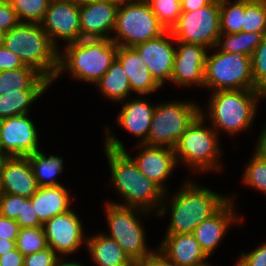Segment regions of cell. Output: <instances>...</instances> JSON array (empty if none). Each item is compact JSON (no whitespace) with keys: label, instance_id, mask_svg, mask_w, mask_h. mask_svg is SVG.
Instances as JSON below:
<instances>
[{"label":"cell","instance_id":"cell-1","mask_svg":"<svg viewBox=\"0 0 266 266\" xmlns=\"http://www.w3.org/2000/svg\"><path fill=\"white\" fill-rule=\"evenodd\" d=\"M176 191V192H175ZM174 193L166 192L156 216L170 215L165 234L193 233L203 221L214 215L228 200L222 194L186 178Z\"/></svg>","mask_w":266,"mask_h":266},{"label":"cell","instance_id":"cell-2","mask_svg":"<svg viewBox=\"0 0 266 266\" xmlns=\"http://www.w3.org/2000/svg\"><path fill=\"white\" fill-rule=\"evenodd\" d=\"M110 171L109 186L121 197V202H107L135 207L148 211L154 216L159 212L165 192L145 177L136 163L124 150H113L103 146ZM154 212V213H153Z\"/></svg>","mask_w":266,"mask_h":266},{"label":"cell","instance_id":"cell-3","mask_svg":"<svg viewBox=\"0 0 266 266\" xmlns=\"http://www.w3.org/2000/svg\"><path fill=\"white\" fill-rule=\"evenodd\" d=\"M209 95L207 106H201L200 114L219 136L223 131L229 137L252 128L259 102L266 98L262 92L255 89L217 90Z\"/></svg>","mask_w":266,"mask_h":266},{"label":"cell","instance_id":"cell-4","mask_svg":"<svg viewBox=\"0 0 266 266\" xmlns=\"http://www.w3.org/2000/svg\"><path fill=\"white\" fill-rule=\"evenodd\" d=\"M117 52L118 45L109 38L81 39L63 46L59 51L58 72L52 84L67 73L77 82L94 86L116 60Z\"/></svg>","mask_w":266,"mask_h":266},{"label":"cell","instance_id":"cell-5","mask_svg":"<svg viewBox=\"0 0 266 266\" xmlns=\"http://www.w3.org/2000/svg\"><path fill=\"white\" fill-rule=\"evenodd\" d=\"M199 114L183 133L174 148L178 167L192 174L222 172L221 140L216 130ZM221 159V160H220ZM197 172V173H196Z\"/></svg>","mask_w":266,"mask_h":266},{"label":"cell","instance_id":"cell-6","mask_svg":"<svg viewBox=\"0 0 266 266\" xmlns=\"http://www.w3.org/2000/svg\"><path fill=\"white\" fill-rule=\"evenodd\" d=\"M3 45L25 65L35 68L53 82L58 72L59 50L52 44L41 23L20 22L5 32Z\"/></svg>","mask_w":266,"mask_h":266},{"label":"cell","instance_id":"cell-7","mask_svg":"<svg viewBox=\"0 0 266 266\" xmlns=\"http://www.w3.org/2000/svg\"><path fill=\"white\" fill-rule=\"evenodd\" d=\"M104 216L109 232H102L106 236L114 239L124 250V252L135 263L150 254L154 249H150L146 240L147 233L143 225V216L152 213L135 207H126L109 202H105Z\"/></svg>","mask_w":266,"mask_h":266},{"label":"cell","instance_id":"cell-8","mask_svg":"<svg viewBox=\"0 0 266 266\" xmlns=\"http://www.w3.org/2000/svg\"><path fill=\"white\" fill-rule=\"evenodd\" d=\"M201 105L188 100H170L156 103L147 140L149 146L174 149L188 126L200 114Z\"/></svg>","mask_w":266,"mask_h":266},{"label":"cell","instance_id":"cell-9","mask_svg":"<svg viewBox=\"0 0 266 266\" xmlns=\"http://www.w3.org/2000/svg\"><path fill=\"white\" fill-rule=\"evenodd\" d=\"M204 89L210 92L255 89L251 57L239 52L220 51L216 46L209 49L204 70Z\"/></svg>","mask_w":266,"mask_h":266},{"label":"cell","instance_id":"cell-10","mask_svg":"<svg viewBox=\"0 0 266 266\" xmlns=\"http://www.w3.org/2000/svg\"><path fill=\"white\" fill-rule=\"evenodd\" d=\"M165 31L146 0L120 1L111 39L118 46L134 47Z\"/></svg>","mask_w":266,"mask_h":266},{"label":"cell","instance_id":"cell-11","mask_svg":"<svg viewBox=\"0 0 266 266\" xmlns=\"http://www.w3.org/2000/svg\"><path fill=\"white\" fill-rule=\"evenodd\" d=\"M104 146L113 150H124L136 163L142 174L158 185L165 193L169 192L167 181L178 166L174 149L163 146L135 144L136 155L127 151L124 143L113 134L110 127L104 126ZM168 187V188H167Z\"/></svg>","mask_w":266,"mask_h":266},{"label":"cell","instance_id":"cell-12","mask_svg":"<svg viewBox=\"0 0 266 266\" xmlns=\"http://www.w3.org/2000/svg\"><path fill=\"white\" fill-rule=\"evenodd\" d=\"M171 32L176 41L212 49L220 36V0H212L191 12H182Z\"/></svg>","mask_w":266,"mask_h":266},{"label":"cell","instance_id":"cell-13","mask_svg":"<svg viewBox=\"0 0 266 266\" xmlns=\"http://www.w3.org/2000/svg\"><path fill=\"white\" fill-rule=\"evenodd\" d=\"M73 207L52 217L43 224L47 245L62 259L74 255L80 248H86V228Z\"/></svg>","mask_w":266,"mask_h":266},{"label":"cell","instance_id":"cell-14","mask_svg":"<svg viewBox=\"0 0 266 266\" xmlns=\"http://www.w3.org/2000/svg\"><path fill=\"white\" fill-rule=\"evenodd\" d=\"M41 25L52 44L60 51V43L63 41L66 46L82 39L80 5L71 0H51Z\"/></svg>","mask_w":266,"mask_h":266},{"label":"cell","instance_id":"cell-15","mask_svg":"<svg viewBox=\"0 0 266 266\" xmlns=\"http://www.w3.org/2000/svg\"><path fill=\"white\" fill-rule=\"evenodd\" d=\"M35 121L28 114L0 120V137L10 157H26L42 149Z\"/></svg>","mask_w":266,"mask_h":266},{"label":"cell","instance_id":"cell-16","mask_svg":"<svg viewBox=\"0 0 266 266\" xmlns=\"http://www.w3.org/2000/svg\"><path fill=\"white\" fill-rule=\"evenodd\" d=\"M235 198V194L229 195V200L192 233L208 257L214 254L232 226L243 225L244 220L237 212Z\"/></svg>","mask_w":266,"mask_h":266},{"label":"cell","instance_id":"cell-17","mask_svg":"<svg viewBox=\"0 0 266 266\" xmlns=\"http://www.w3.org/2000/svg\"><path fill=\"white\" fill-rule=\"evenodd\" d=\"M175 44L176 40L171 30H166L160 36L133 47L147 65L151 76L161 87L171 81L176 53Z\"/></svg>","mask_w":266,"mask_h":266},{"label":"cell","instance_id":"cell-18","mask_svg":"<svg viewBox=\"0 0 266 266\" xmlns=\"http://www.w3.org/2000/svg\"><path fill=\"white\" fill-rule=\"evenodd\" d=\"M208 48L176 41L171 84L178 87H201L204 89V70Z\"/></svg>","mask_w":266,"mask_h":266},{"label":"cell","instance_id":"cell-19","mask_svg":"<svg viewBox=\"0 0 266 266\" xmlns=\"http://www.w3.org/2000/svg\"><path fill=\"white\" fill-rule=\"evenodd\" d=\"M119 0H99L80 5L82 39L109 38L116 25Z\"/></svg>","mask_w":266,"mask_h":266},{"label":"cell","instance_id":"cell-20","mask_svg":"<svg viewBox=\"0 0 266 266\" xmlns=\"http://www.w3.org/2000/svg\"><path fill=\"white\" fill-rule=\"evenodd\" d=\"M137 97L120 102L123 106L117 113L115 122L125 132L137 138L136 144H143L148 137L156 103L152 104L145 95Z\"/></svg>","mask_w":266,"mask_h":266},{"label":"cell","instance_id":"cell-21","mask_svg":"<svg viewBox=\"0 0 266 266\" xmlns=\"http://www.w3.org/2000/svg\"><path fill=\"white\" fill-rule=\"evenodd\" d=\"M38 189L27 157H8L0 175V193L31 198Z\"/></svg>","mask_w":266,"mask_h":266},{"label":"cell","instance_id":"cell-22","mask_svg":"<svg viewBox=\"0 0 266 266\" xmlns=\"http://www.w3.org/2000/svg\"><path fill=\"white\" fill-rule=\"evenodd\" d=\"M157 247L174 266H199L209 261L192 233L165 234Z\"/></svg>","mask_w":266,"mask_h":266},{"label":"cell","instance_id":"cell-23","mask_svg":"<svg viewBox=\"0 0 266 266\" xmlns=\"http://www.w3.org/2000/svg\"><path fill=\"white\" fill-rule=\"evenodd\" d=\"M116 59L129 78L132 93L147 97V95L161 90L162 87L151 76L147 65L133 47L118 46Z\"/></svg>","mask_w":266,"mask_h":266},{"label":"cell","instance_id":"cell-24","mask_svg":"<svg viewBox=\"0 0 266 266\" xmlns=\"http://www.w3.org/2000/svg\"><path fill=\"white\" fill-rule=\"evenodd\" d=\"M69 190L64 185L39 187L31 197L35 213L43 224L72 208L74 199Z\"/></svg>","mask_w":266,"mask_h":266},{"label":"cell","instance_id":"cell-25","mask_svg":"<svg viewBox=\"0 0 266 266\" xmlns=\"http://www.w3.org/2000/svg\"><path fill=\"white\" fill-rule=\"evenodd\" d=\"M87 235L86 248L94 266H135L122 247L102 231Z\"/></svg>","mask_w":266,"mask_h":266},{"label":"cell","instance_id":"cell-26","mask_svg":"<svg viewBox=\"0 0 266 266\" xmlns=\"http://www.w3.org/2000/svg\"><path fill=\"white\" fill-rule=\"evenodd\" d=\"M52 82L35 68L25 65L19 69L0 71V95L22 90H48Z\"/></svg>","mask_w":266,"mask_h":266},{"label":"cell","instance_id":"cell-27","mask_svg":"<svg viewBox=\"0 0 266 266\" xmlns=\"http://www.w3.org/2000/svg\"><path fill=\"white\" fill-rule=\"evenodd\" d=\"M94 86L107 101L117 102L116 104L131 98L132 95L129 78L117 59Z\"/></svg>","mask_w":266,"mask_h":266},{"label":"cell","instance_id":"cell-28","mask_svg":"<svg viewBox=\"0 0 266 266\" xmlns=\"http://www.w3.org/2000/svg\"><path fill=\"white\" fill-rule=\"evenodd\" d=\"M40 149L26 156L39 187L64 185L57 180V176L63 173L64 158L54 154L46 155Z\"/></svg>","mask_w":266,"mask_h":266},{"label":"cell","instance_id":"cell-29","mask_svg":"<svg viewBox=\"0 0 266 266\" xmlns=\"http://www.w3.org/2000/svg\"><path fill=\"white\" fill-rule=\"evenodd\" d=\"M46 92L47 90H22L0 95V120L31 113V105Z\"/></svg>","mask_w":266,"mask_h":266},{"label":"cell","instance_id":"cell-30","mask_svg":"<svg viewBox=\"0 0 266 266\" xmlns=\"http://www.w3.org/2000/svg\"><path fill=\"white\" fill-rule=\"evenodd\" d=\"M265 35L266 32L220 33L216 47L220 51L227 53L239 52L251 57Z\"/></svg>","mask_w":266,"mask_h":266},{"label":"cell","instance_id":"cell-31","mask_svg":"<svg viewBox=\"0 0 266 266\" xmlns=\"http://www.w3.org/2000/svg\"><path fill=\"white\" fill-rule=\"evenodd\" d=\"M244 14L245 0H220V33L241 32Z\"/></svg>","mask_w":266,"mask_h":266},{"label":"cell","instance_id":"cell-32","mask_svg":"<svg viewBox=\"0 0 266 266\" xmlns=\"http://www.w3.org/2000/svg\"><path fill=\"white\" fill-rule=\"evenodd\" d=\"M251 155V158L245 164L241 181L244 186L266 195V161L254 151Z\"/></svg>","mask_w":266,"mask_h":266},{"label":"cell","instance_id":"cell-33","mask_svg":"<svg viewBox=\"0 0 266 266\" xmlns=\"http://www.w3.org/2000/svg\"><path fill=\"white\" fill-rule=\"evenodd\" d=\"M43 226L20 228L16 240V248L25 256L47 248Z\"/></svg>","mask_w":266,"mask_h":266},{"label":"cell","instance_id":"cell-34","mask_svg":"<svg viewBox=\"0 0 266 266\" xmlns=\"http://www.w3.org/2000/svg\"><path fill=\"white\" fill-rule=\"evenodd\" d=\"M20 22L41 23L51 0H9Z\"/></svg>","mask_w":266,"mask_h":266},{"label":"cell","instance_id":"cell-35","mask_svg":"<svg viewBox=\"0 0 266 266\" xmlns=\"http://www.w3.org/2000/svg\"><path fill=\"white\" fill-rule=\"evenodd\" d=\"M244 32H266V0H245Z\"/></svg>","mask_w":266,"mask_h":266},{"label":"cell","instance_id":"cell-36","mask_svg":"<svg viewBox=\"0 0 266 266\" xmlns=\"http://www.w3.org/2000/svg\"><path fill=\"white\" fill-rule=\"evenodd\" d=\"M159 23L171 30L178 22L181 11V0H146Z\"/></svg>","mask_w":266,"mask_h":266},{"label":"cell","instance_id":"cell-37","mask_svg":"<svg viewBox=\"0 0 266 266\" xmlns=\"http://www.w3.org/2000/svg\"><path fill=\"white\" fill-rule=\"evenodd\" d=\"M251 69L255 90L266 96V35L251 55Z\"/></svg>","mask_w":266,"mask_h":266},{"label":"cell","instance_id":"cell-38","mask_svg":"<svg viewBox=\"0 0 266 266\" xmlns=\"http://www.w3.org/2000/svg\"><path fill=\"white\" fill-rule=\"evenodd\" d=\"M27 199L24 196L0 193V215L16 220L21 214L22 202H26Z\"/></svg>","mask_w":266,"mask_h":266},{"label":"cell","instance_id":"cell-39","mask_svg":"<svg viewBox=\"0 0 266 266\" xmlns=\"http://www.w3.org/2000/svg\"><path fill=\"white\" fill-rule=\"evenodd\" d=\"M62 258L51 248L24 257V266H57Z\"/></svg>","mask_w":266,"mask_h":266},{"label":"cell","instance_id":"cell-40","mask_svg":"<svg viewBox=\"0 0 266 266\" xmlns=\"http://www.w3.org/2000/svg\"><path fill=\"white\" fill-rule=\"evenodd\" d=\"M233 266H266V242H262L252 251L239 253Z\"/></svg>","mask_w":266,"mask_h":266},{"label":"cell","instance_id":"cell-41","mask_svg":"<svg viewBox=\"0 0 266 266\" xmlns=\"http://www.w3.org/2000/svg\"><path fill=\"white\" fill-rule=\"evenodd\" d=\"M20 228L40 227L43 223L39 220L32 206L31 198L22 202L21 214L16 219Z\"/></svg>","mask_w":266,"mask_h":266},{"label":"cell","instance_id":"cell-42","mask_svg":"<svg viewBox=\"0 0 266 266\" xmlns=\"http://www.w3.org/2000/svg\"><path fill=\"white\" fill-rule=\"evenodd\" d=\"M19 23L16 11L12 8L10 1L0 0V29L7 32Z\"/></svg>","mask_w":266,"mask_h":266},{"label":"cell","instance_id":"cell-43","mask_svg":"<svg viewBox=\"0 0 266 266\" xmlns=\"http://www.w3.org/2000/svg\"><path fill=\"white\" fill-rule=\"evenodd\" d=\"M24 66L25 64L18 55L7 49L4 45L0 46V71L19 69Z\"/></svg>","mask_w":266,"mask_h":266},{"label":"cell","instance_id":"cell-44","mask_svg":"<svg viewBox=\"0 0 266 266\" xmlns=\"http://www.w3.org/2000/svg\"><path fill=\"white\" fill-rule=\"evenodd\" d=\"M135 266H174L171 261L161 252L158 247L146 255L143 259L135 262Z\"/></svg>","mask_w":266,"mask_h":266},{"label":"cell","instance_id":"cell-45","mask_svg":"<svg viewBox=\"0 0 266 266\" xmlns=\"http://www.w3.org/2000/svg\"><path fill=\"white\" fill-rule=\"evenodd\" d=\"M19 229L20 227L15 219L0 215V238L16 241Z\"/></svg>","mask_w":266,"mask_h":266},{"label":"cell","instance_id":"cell-46","mask_svg":"<svg viewBox=\"0 0 266 266\" xmlns=\"http://www.w3.org/2000/svg\"><path fill=\"white\" fill-rule=\"evenodd\" d=\"M0 266H24V255L15 248L0 256Z\"/></svg>","mask_w":266,"mask_h":266},{"label":"cell","instance_id":"cell-47","mask_svg":"<svg viewBox=\"0 0 266 266\" xmlns=\"http://www.w3.org/2000/svg\"><path fill=\"white\" fill-rule=\"evenodd\" d=\"M262 130L256 140L254 152L266 161V123H264Z\"/></svg>","mask_w":266,"mask_h":266},{"label":"cell","instance_id":"cell-48","mask_svg":"<svg viewBox=\"0 0 266 266\" xmlns=\"http://www.w3.org/2000/svg\"><path fill=\"white\" fill-rule=\"evenodd\" d=\"M212 0H181V11L191 12L208 5Z\"/></svg>","mask_w":266,"mask_h":266},{"label":"cell","instance_id":"cell-49","mask_svg":"<svg viewBox=\"0 0 266 266\" xmlns=\"http://www.w3.org/2000/svg\"><path fill=\"white\" fill-rule=\"evenodd\" d=\"M16 248V241L0 238V256Z\"/></svg>","mask_w":266,"mask_h":266},{"label":"cell","instance_id":"cell-50","mask_svg":"<svg viewBox=\"0 0 266 266\" xmlns=\"http://www.w3.org/2000/svg\"><path fill=\"white\" fill-rule=\"evenodd\" d=\"M57 266H87L84 265L83 263L76 261V260H69V258L67 259H62Z\"/></svg>","mask_w":266,"mask_h":266},{"label":"cell","instance_id":"cell-51","mask_svg":"<svg viewBox=\"0 0 266 266\" xmlns=\"http://www.w3.org/2000/svg\"><path fill=\"white\" fill-rule=\"evenodd\" d=\"M8 157H10L8 154H0V175H1V171L3 169L4 163L6 162Z\"/></svg>","mask_w":266,"mask_h":266},{"label":"cell","instance_id":"cell-52","mask_svg":"<svg viewBox=\"0 0 266 266\" xmlns=\"http://www.w3.org/2000/svg\"><path fill=\"white\" fill-rule=\"evenodd\" d=\"M71 1H73L74 3H76L78 5H84V4L93 3V2L99 1V0H71Z\"/></svg>","mask_w":266,"mask_h":266},{"label":"cell","instance_id":"cell-53","mask_svg":"<svg viewBox=\"0 0 266 266\" xmlns=\"http://www.w3.org/2000/svg\"><path fill=\"white\" fill-rule=\"evenodd\" d=\"M5 32L0 29V46L3 45Z\"/></svg>","mask_w":266,"mask_h":266},{"label":"cell","instance_id":"cell-54","mask_svg":"<svg viewBox=\"0 0 266 266\" xmlns=\"http://www.w3.org/2000/svg\"><path fill=\"white\" fill-rule=\"evenodd\" d=\"M0 154H7L3 148V143H2L1 137H0Z\"/></svg>","mask_w":266,"mask_h":266},{"label":"cell","instance_id":"cell-55","mask_svg":"<svg viewBox=\"0 0 266 266\" xmlns=\"http://www.w3.org/2000/svg\"><path fill=\"white\" fill-rule=\"evenodd\" d=\"M199 266H213V265H211V263H209V262H206V263L199 265Z\"/></svg>","mask_w":266,"mask_h":266}]
</instances>
